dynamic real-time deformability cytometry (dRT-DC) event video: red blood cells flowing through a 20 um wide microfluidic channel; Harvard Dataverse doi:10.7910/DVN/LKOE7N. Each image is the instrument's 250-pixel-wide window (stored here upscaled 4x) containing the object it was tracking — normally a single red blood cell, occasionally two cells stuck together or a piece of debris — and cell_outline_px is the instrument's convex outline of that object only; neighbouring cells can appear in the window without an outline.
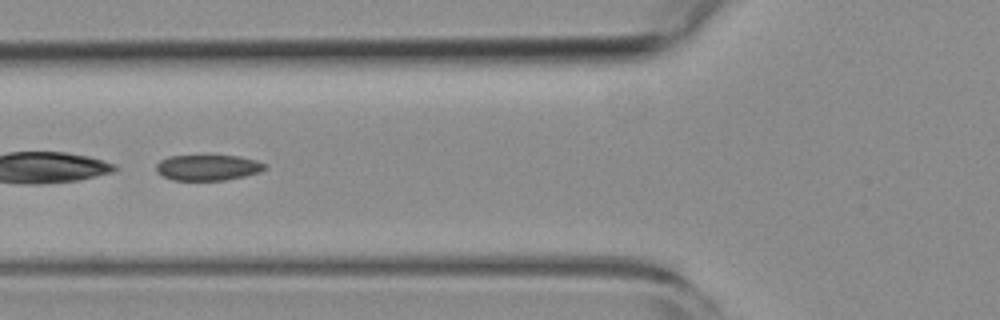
{"species": "common noctule bat (a hibernating species)", "species_latin": "Nyctalus noctula", "temperature_condition": "room temperature", "stored_images_in_passage": 43, "camera_frame_rate_fps": 3000, "um_per_image_px": 0.085, "animal": {"sex": "female", "body_mass_g": 19.3, "forearm_length_mm": 54.1}, "frame": {"image": 1, "passage_image": 13, "time_ms": 4.0, "image_size_px": [1000, 320], "cell_outline_px": [[268, 168], [260, 172], [244, 176], [224, 180], [172, 180], [160, 176], [156, 172], [156, 164], [160, 160], [168, 156], [240, 156], [256, 160], [268, 164]], "centroid_in_image_um": [17.67, 14.25], "position_along_channel_um": 108.1, "area_um2": 16.47}, "authors_computed_cell_mechanics": {"area_um2": 17.1666, "velocity_mm_per_s": 3.8199, "shape_relaxation_time_tau1_ms": null, "shape_relaxation_time_tau2_ms": 2.564, "deformation_change_tau1": null, "deformation_change_tau2": 0.0625}}